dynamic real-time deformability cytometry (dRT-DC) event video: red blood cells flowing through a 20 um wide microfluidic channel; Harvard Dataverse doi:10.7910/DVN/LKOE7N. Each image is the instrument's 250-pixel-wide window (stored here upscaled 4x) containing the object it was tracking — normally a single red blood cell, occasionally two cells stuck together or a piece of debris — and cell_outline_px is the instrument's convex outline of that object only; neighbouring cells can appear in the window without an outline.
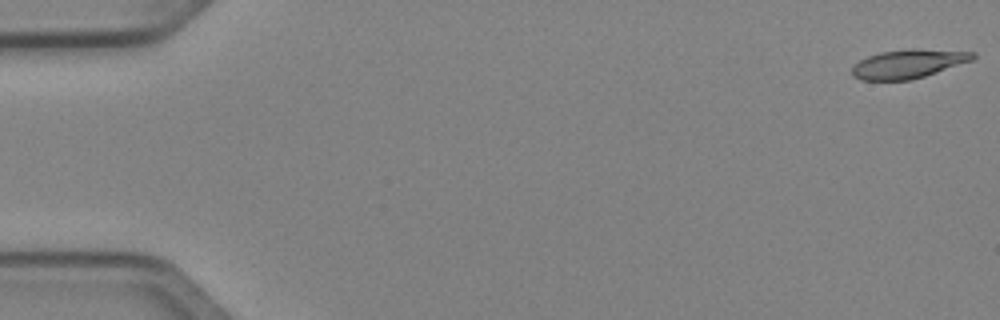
{"species": "Egyptian fruit bat (a non-hibernating species)", "species_latin": "Rousettus aegyptiacus", "temperature_condition": "cold", "stored_images_in_passage": 6, "camera_frame_rate_fps": 3000, "um_per_image_px": 0.085, "animal": {"sex": "female"}, "frame": {"image": 1, "passage_image": 1, "time_ms": 0.0, "image_size_px": [1000, 320], "cell_outline_px": [[976, 56], [972, 60], [912, 80], [860, 80], [852, 76], [852, 68], [860, 60], [868, 56], [880, 52], [912, 48], [916, 48], [976, 52]], "centroid_in_image_um": [77.2, 5.42], "position_along_channel_um": 7.8, "area_um2": 20.23}}